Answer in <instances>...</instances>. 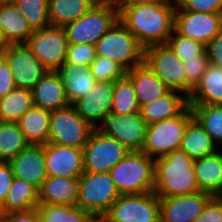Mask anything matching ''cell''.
<instances>
[{
	"instance_id": "26",
	"label": "cell",
	"mask_w": 222,
	"mask_h": 222,
	"mask_svg": "<svg viewBox=\"0 0 222 222\" xmlns=\"http://www.w3.org/2000/svg\"><path fill=\"white\" fill-rule=\"evenodd\" d=\"M177 93V94H176ZM176 90H169L164 96L140 107V113L147 125L180 115L188 106V97Z\"/></svg>"
},
{
	"instance_id": "24",
	"label": "cell",
	"mask_w": 222,
	"mask_h": 222,
	"mask_svg": "<svg viewBox=\"0 0 222 222\" xmlns=\"http://www.w3.org/2000/svg\"><path fill=\"white\" fill-rule=\"evenodd\" d=\"M56 72L61 77L70 104L88 93L96 82L89 66L65 61Z\"/></svg>"
},
{
	"instance_id": "36",
	"label": "cell",
	"mask_w": 222,
	"mask_h": 222,
	"mask_svg": "<svg viewBox=\"0 0 222 222\" xmlns=\"http://www.w3.org/2000/svg\"><path fill=\"white\" fill-rule=\"evenodd\" d=\"M193 117L209 133L213 141L222 144V105H189Z\"/></svg>"
},
{
	"instance_id": "28",
	"label": "cell",
	"mask_w": 222,
	"mask_h": 222,
	"mask_svg": "<svg viewBox=\"0 0 222 222\" xmlns=\"http://www.w3.org/2000/svg\"><path fill=\"white\" fill-rule=\"evenodd\" d=\"M179 149L192 159L208 156L218 151L212 137L195 118L188 123Z\"/></svg>"
},
{
	"instance_id": "4",
	"label": "cell",
	"mask_w": 222,
	"mask_h": 222,
	"mask_svg": "<svg viewBox=\"0 0 222 222\" xmlns=\"http://www.w3.org/2000/svg\"><path fill=\"white\" fill-rule=\"evenodd\" d=\"M94 46L96 56L109 58L126 71L144 62V47L119 20Z\"/></svg>"
},
{
	"instance_id": "12",
	"label": "cell",
	"mask_w": 222,
	"mask_h": 222,
	"mask_svg": "<svg viewBox=\"0 0 222 222\" xmlns=\"http://www.w3.org/2000/svg\"><path fill=\"white\" fill-rule=\"evenodd\" d=\"M144 63L170 89L186 96V76L184 62L167 44L151 45L144 48Z\"/></svg>"
},
{
	"instance_id": "31",
	"label": "cell",
	"mask_w": 222,
	"mask_h": 222,
	"mask_svg": "<svg viewBox=\"0 0 222 222\" xmlns=\"http://www.w3.org/2000/svg\"><path fill=\"white\" fill-rule=\"evenodd\" d=\"M95 0H49V21L52 26L64 27L87 13Z\"/></svg>"
},
{
	"instance_id": "2",
	"label": "cell",
	"mask_w": 222,
	"mask_h": 222,
	"mask_svg": "<svg viewBox=\"0 0 222 222\" xmlns=\"http://www.w3.org/2000/svg\"><path fill=\"white\" fill-rule=\"evenodd\" d=\"M194 159L180 149L155 158L154 193L159 198L184 196L199 192Z\"/></svg>"
},
{
	"instance_id": "6",
	"label": "cell",
	"mask_w": 222,
	"mask_h": 222,
	"mask_svg": "<svg viewBox=\"0 0 222 222\" xmlns=\"http://www.w3.org/2000/svg\"><path fill=\"white\" fill-rule=\"evenodd\" d=\"M193 118L192 109L188 106L176 117L147 125L145 143L141 152L155 159L178 150L186 127Z\"/></svg>"
},
{
	"instance_id": "47",
	"label": "cell",
	"mask_w": 222,
	"mask_h": 222,
	"mask_svg": "<svg viewBox=\"0 0 222 222\" xmlns=\"http://www.w3.org/2000/svg\"><path fill=\"white\" fill-rule=\"evenodd\" d=\"M2 215L7 222H37L39 217L37 208H31L25 211L9 212Z\"/></svg>"
},
{
	"instance_id": "10",
	"label": "cell",
	"mask_w": 222,
	"mask_h": 222,
	"mask_svg": "<svg viewBox=\"0 0 222 222\" xmlns=\"http://www.w3.org/2000/svg\"><path fill=\"white\" fill-rule=\"evenodd\" d=\"M25 44L48 71L56 72L66 61L69 42L64 27L35 29Z\"/></svg>"
},
{
	"instance_id": "1",
	"label": "cell",
	"mask_w": 222,
	"mask_h": 222,
	"mask_svg": "<svg viewBox=\"0 0 222 222\" xmlns=\"http://www.w3.org/2000/svg\"><path fill=\"white\" fill-rule=\"evenodd\" d=\"M176 5V0H166L147 5L116 7L119 10V21L146 48L167 43L174 31Z\"/></svg>"
},
{
	"instance_id": "44",
	"label": "cell",
	"mask_w": 222,
	"mask_h": 222,
	"mask_svg": "<svg viewBox=\"0 0 222 222\" xmlns=\"http://www.w3.org/2000/svg\"><path fill=\"white\" fill-rule=\"evenodd\" d=\"M14 175L8 161H0V207L6 200Z\"/></svg>"
},
{
	"instance_id": "48",
	"label": "cell",
	"mask_w": 222,
	"mask_h": 222,
	"mask_svg": "<svg viewBox=\"0 0 222 222\" xmlns=\"http://www.w3.org/2000/svg\"><path fill=\"white\" fill-rule=\"evenodd\" d=\"M166 0H113L116 6H137L165 2Z\"/></svg>"
},
{
	"instance_id": "29",
	"label": "cell",
	"mask_w": 222,
	"mask_h": 222,
	"mask_svg": "<svg viewBox=\"0 0 222 222\" xmlns=\"http://www.w3.org/2000/svg\"><path fill=\"white\" fill-rule=\"evenodd\" d=\"M39 204V189L23 179L14 177L7 193L4 204L0 207V214L25 211L36 208Z\"/></svg>"
},
{
	"instance_id": "37",
	"label": "cell",
	"mask_w": 222,
	"mask_h": 222,
	"mask_svg": "<svg viewBox=\"0 0 222 222\" xmlns=\"http://www.w3.org/2000/svg\"><path fill=\"white\" fill-rule=\"evenodd\" d=\"M48 3L49 0H15L14 2L34 30L51 25Z\"/></svg>"
},
{
	"instance_id": "39",
	"label": "cell",
	"mask_w": 222,
	"mask_h": 222,
	"mask_svg": "<svg viewBox=\"0 0 222 222\" xmlns=\"http://www.w3.org/2000/svg\"><path fill=\"white\" fill-rule=\"evenodd\" d=\"M95 81L115 82L126 76V70L109 58L96 56L89 65Z\"/></svg>"
},
{
	"instance_id": "38",
	"label": "cell",
	"mask_w": 222,
	"mask_h": 222,
	"mask_svg": "<svg viewBox=\"0 0 222 222\" xmlns=\"http://www.w3.org/2000/svg\"><path fill=\"white\" fill-rule=\"evenodd\" d=\"M166 44L183 62L197 58L206 51L205 45L190 38L183 37L175 30L172 32Z\"/></svg>"
},
{
	"instance_id": "54",
	"label": "cell",
	"mask_w": 222,
	"mask_h": 222,
	"mask_svg": "<svg viewBox=\"0 0 222 222\" xmlns=\"http://www.w3.org/2000/svg\"><path fill=\"white\" fill-rule=\"evenodd\" d=\"M37 222H45L40 217H38Z\"/></svg>"
},
{
	"instance_id": "46",
	"label": "cell",
	"mask_w": 222,
	"mask_h": 222,
	"mask_svg": "<svg viewBox=\"0 0 222 222\" xmlns=\"http://www.w3.org/2000/svg\"><path fill=\"white\" fill-rule=\"evenodd\" d=\"M209 63L222 67V30L207 44Z\"/></svg>"
},
{
	"instance_id": "33",
	"label": "cell",
	"mask_w": 222,
	"mask_h": 222,
	"mask_svg": "<svg viewBox=\"0 0 222 222\" xmlns=\"http://www.w3.org/2000/svg\"><path fill=\"white\" fill-rule=\"evenodd\" d=\"M39 217L45 222H92L95 217L77 206L38 204Z\"/></svg>"
},
{
	"instance_id": "23",
	"label": "cell",
	"mask_w": 222,
	"mask_h": 222,
	"mask_svg": "<svg viewBox=\"0 0 222 222\" xmlns=\"http://www.w3.org/2000/svg\"><path fill=\"white\" fill-rule=\"evenodd\" d=\"M0 31L5 42L25 44L34 31L14 3L0 4Z\"/></svg>"
},
{
	"instance_id": "41",
	"label": "cell",
	"mask_w": 222,
	"mask_h": 222,
	"mask_svg": "<svg viewBox=\"0 0 222 222\" xmlns=\"http://www.w3.org/2000/svg\"><path fill=\"white\" fill-rule=\"evenodd\" d=\"M95 58L94 45L69 43L66 62L89 66Z\"/></svg>"
},
{
	"instance_id": "9",
	"label": "cell",
	"mask_w": 222,
	"mask_h": 222,
	"mask_svg": "<svg viewBox=\"0 0 222 222\" xmlns=\"http://www.w3.org/2000/svg\"><path fill=\"white\" fill-rule=\"evenodd\" d=\"M94 129L70 104L51 112L48 142L83 148Z\"/></svg>"
},
{
	"instance_id": "51",
	"label": "cell",
	"mask_w": 222,
	"mask_h": 222,
	"mask_svg": "<svg viewBox=\"0 0 222 222\" xmlns=\"http://www.w3.org/2000/svg\"><path fill=\"white\" fill-rule=\"evenodd\" d=\"M97 3H104V2H109V1H113V0H95Z\"/></svg>"
},
{
	"instance_id": "17",
	"label": "cell",
	"mask_w": 222,
	"mask_h": 222,
	"mask_svg": "<svg viewBox=\"0 0 222 222\" xmlns=\"http://www.w3.org/2000/svg\"><path fill=\"white\" fill-rule=\"evenodd\" d=\"M114 82L96 81L83 97L72 105L77 113L94 128H98V121L102 124L111 113Z\"/></svg>"
},
{
	"instance_id": "45",
	"label": "cell",
	"mask_w": 222,
	"mask_h": 222,
	"mask_svg": "<svg viewBox=\"0 0 222 222\" xmlns=\"http://www.w3.org/2000/svg\"><path fill=\"white\" fill-rule=\"evenodd\" d=\"M15 88L12 70L2 55H0V98L6 96Z\"/></svg>"
},
{
	"instance_id": "14",
	"label": "cell",
	"mask_w": 222,
	"mask_h": 222,
	"mask_svg": "<svg viewBox=\"0 0 222 222\" xmlns=\"http://www.w3.org/2000/svg\"><path fill=\"white\" fill-rule=\"evenodd\" d=\"M98 129L130 151H142L147 124L140 111L125 115L110 113Z\"/></svg>"
},
{
	"instance_id": "25",
	"label": "cell",
	"mask_w": 222,
	"mask_h": 222,
	"mask_svg": "<svg viewBox=\"0 0 222 222\" xmlns=\"http://www.w3.org/2000/svg\"><path fill=\"white\" fill-rule=\"evenodd\" d=\"M194 171L200 191L222 196V152L194 159Z\"/></svg>"
},
{
	"instance_id": "42",
	"label": "cell",
	"mask_w": 222,
	"mask_h": 222,
	"mask_svg": "<svg viewBox=\"0 0 222 222\" xmlns=\"http://www.w3.org/2000/svg\"><path fill=\"white\" fill-rule=\"evenodd\" d=\"M186 11L203 13H222V0H176Z\"/></svg>"
},
{
	"instance_id": "30",
	"label": "cell",
	"mask_w": 222,
	"mask_h": 222,
	"mask_svg": "<svg viewBox=\"0 0 222 222\" xmlns=\"http://www.w3.org/2000/svg\"><path fill=\"white\" fill-rule=\"evenodd\" d=\"M50 115V111L33 105L17 122L30 144L48 143Z\"/></svg>"
},
{
	"instance_id": "5",
	"label": "cell",
	"mask_w": 222,
	"mask_h": 222,
	"mask_svg": "<svg viewBox=\"0 0 222 222\" xmlns=\"http://www.w3.org/2000/svg\"><path fill=\"white\" fill-rule=\"evenodd\" d=\"M118 20L119 10L113 1L96 3L64 29L69 43L95 45Z\"/></svg>"
},
{
	"instance_id": "34",
	"label": "cell",
	"mask_w": 222,
	"mask_h": 222,
	"mask_svg": "<svg viewBox=\"0 0 222 222\" xmlns=\"http://www.w3.org/2000/svg\"><path fill=\"white\" fill-rule=\"evenodd\" d=\"M29 145L18 123L0 121V161H9Z\"/></svg>"
},
{
	"instance_id": "3",
	"label": "cell",
	"mask_w": 222,
	"mask_h": 222,
	"mask_svg": "<svg viewBox=\"0 0 222 222\" xmlns=\"http://www.w3.org/2000/svg\"><path fill=\"white\" fill-rule=\"evenodd\" d=\"M155 159L130 151L109 173L120 195L154 192Z\"/></svg>"
},
{
	"instance_id": "32",
	"label": "cell",
	"mask_w": 222,
	"mask_h": 222,
	"mask_svg": "<svg viewBox=\"0 0 222 222\" xmlns=\"http://www.w3.org/2000/svg\"><path fill=\"white\" fill-rule=\"evenodd\" d=\"M33 105L31 90L15 87L0 98V121L17 123Z\"/></svg>"
},
{
	"instance_id": "50",
	"label": "cell",
	"mask_w": 222,
	"mask_h": 222,
	"mask_svg": "<svg viewBox=\"0 0 222 222\" xmlns=\"http://www.w3.org/2000/svg\"><path fill=\"white\" fill-rule=\"evenodd\" d=\"M15 0H0V4H5V3H14Z\"/></svg>"
},
{
	"instance_id": "20",
	"label": "cell",
	"mask_w": 222,
	"mask_h": 222,
	"mask_svg": "<svg viewBox=\"0 0 222 222\" xmlns=\"http://www.w3.org/2000/svg\"><path fill=\"white\" fill-rule=\"evenodd\" d=\"M31 92L34 106L44 110L52 112L70 105L57 72L48 71L35 84Z\"/></svg>"
},
{
	"instance_id": "49",
	"label": "cell",
	"mask_w": 222,
	"mask_h": 222,
	"mask_svg": "<svg viewBox=\"0 0 222 222\" xmlns=\"http://www.w3.org/2000/svg\"><path fill=\"white\" fill-rule=\"evenodd\" d=\"M7 45L8 44L5 42V40L1 34V31H0V54H2V52L6 49Z\"/></svg>"
},
{
	"instance_id": "21",
	"label": "cell",
	"mask_w": 222,
	"mask_h": 222,
	"mask_svg": "<svg viewBox=\"0 0 222 222\" xmlns=\"http://www.w3.org/2000/svg\"><path fill=\"white\" fill-rule=\"evenodd\" d=\"M126 76L133 84L139 107L152 103L170 90L144 62L127 71Z\"/></svg>"
},
{
	"instance_id": "8",
	"label": "cell",
	"mask_w": 222,
	"mask_h": 222,
	"mask_svg": "<svg viewBox=\"0 0 222 222\" xmlns=\"http://www.w3.org/2000/svg\"><path fill=\"white\" fill-rule=\"evenodd\" d=\"M103 222H160L159 197L154 193L120 195L102 216Z\"/></svg>"
},
{
	"instance_id": "16",
	"label": "cell",
	"mask_w": 222,
	"mask_h": 222,
	"mask_svg": "<svg viewBox=\"0 0 222 222\" xmlns=\"http://www.w3.org/2000/svg\"><path fill=\"white\" fill-rule=\"evenodd\" d=\"M44 160L47 176L79 178L83 169V148L44 144Z\"/></svg>"
},
{
	"instance_id": "11",
	"label": "cell",
	"mask_w": 222,
	"mask_h": 222,
	"mask_svg": "<svg viewBox=\"0 0 222 222\" xmlns=\"http://www.w3.org/2000/svg\"><path fill=\"white\" fill-rule=\"evenodd\" d=\"M129 152L130 150L117 140L95 128L83 147L84 172H109Z\"/></svg>"
},
{
	"instance_id": "18",
	"label": "cell",
	"mask_w": 222,
	"mask_h": 222,
	"mask_svg": "<svg viewBox=\"0 0 222 222\" xmlns=\"http://www.w3.org/2000/svg\"><path fill=\"white\" fill-rule=\"evenodd\" d=\"M213 195L199 191L194 194L159 198L160 222H193Z\"/></svg>"
},
{
	"instance_id": "40",
	"label": "cell",
	"mask_w": 222,
	"mask_h": 222,
	"mask_svg": "<svg viewBox=\"0 0 222 222\" xmlns=\"http://www.w3.org/2000/svg\"><path fill=\"white\" fill-rule=\"evenodd\" d=\"M209 60L207 52L197 58L184 62L186 76V96L188 97L194 87L199 83L203 74L206 72Z\"/></svg>"
},
{
	"instance_id": "22",
	"label": "cell",
	"mask_w": 222,
	"mask_h": 222,
	"mask_svg": "<svg viewBox=\"0 0 222 222\" xmlns=\"http://www.w3.org/2000/svg\"><path fill=\"white\" fill-rule=\"evenodd\" d=\"M79 178L48 176L39 189V204L76 206Z\"/></svg>"
},
{
	"instance_id": "13",
	"label": "cell",
	"mask_w": 222,
	"mask_h": 222,
	"mask_svg": "<svg viewBox=\"0 0 222 222\" xmlns=\"http://www.w3.org/2000/svg\"><path fill=\"white\" fill-rule=\"evenodd\" d=\"M12 70L17 88L32 90L48 70L26 44H10L1 54Z\"/></svg>"
},
{
	"instance_id": "35",
	"label": "cell",
	"mask_w": 222,
	"mask_h": 222,
	"mask_svg": "<svg viewBox=\"0 0 222 222\" xmlns=\"http://www.w3.org/2000/svg\"><path fill=\"white\" fill-rule=\"evenodd\" d=\"M140 111L131 80L125 76L114 82L111 113L131 114Z\"/></svg>"
},
{
	"instance_id": "43",
	"label": "cell",
	"mask_w": 222,
	"mask_h": 222,
	"mask_svg": "<svg viewBox=\"0 0 222 222\" xmlns=\"http://www.w3.org/2000/svg\"><path fill=\"white\" fill-rule=\"evenodd\" d=\"M193 222H222V196H213Z\"/></svg>"
},
{
	"instance_id": "53",
	"label": "cell",
	"mask_w": 222,
	"mask_h": 222,
	"mask_svg": "<svg viewBox=\"0 0 222 222\" xmlns=\"http://www.w3.org/2000/svg\"><path fill=\"white\" fill-rule=\"evenodd\" d=\"M0 222H7V220L2 215H0Z\"/></svg>"
},
{
	"instance_id": "19",
	"label": "cell",
	"mask_w": 222,
	"mask_h": 222,
	"mask_svg": "<svg viewBox=\"0 0 222 222\" xmlns=\"http://www.w3.org/2000/svg\"><path fill=\"white\" fill-rule=\"evenodd\" d=\"M8 162L14 177L23 179L38 189L48 177L45 169L44 144H30Z\"/></svg>"
},
{
	"instance_id": "15",
	"label": "cell",
	"mask_w": 222,
	"mask_h": 222,
	"mask_svg": "<svg viewBox=\"0 0 222 222\" xmlns=\"http://www.w3.org/2000/svg\"><path fill=\"white\" fill-rule=\"evenodd\" d=\"M174 30L183 37L207 46L222 30V13L186 11L177 4Z\"/></svg>"
},
{
	"instance_id": "27",
	"label": "cell",
	"mask_w": 222,
	"mask_h": 222,
	"mask_svg": "<svg viewBox=\"0 0 222 222\" xmlns=\"http://www.w3.org/2000/svg\"><path fill=\"white\" fill-rule=\"evenodd\" d=\"M189 105H222V67L209 63L188 96Z\"/></svg>"
},
{
	"instance_id": "7",
	"label": "cell",
	"mask_w": 222,
	"mask_h": 222,
	"mask_svg": "<svg viewBox=\"0 0 222 222\" xmlns=\"http://www.w3.org/2000/svg\"><path fill=\"white\" fill-rule=\"evenodd\" d=\"M119 196L109 172H83L79 177L76 206L89 211L95 218H102Z\"/></svg>"
},
{
	"instance_id": "52",
	"label": "cell",
	"mask_w": 222,
	"mask_h": 222,
	"mask_svg": "<svg viewBox=\"0 0 222 222\" xmlns=\"http://www.w3.org/2000/svg\"><path fill=\"white\" fill-rule=\"evenodd\" d=\"M92 222H103L102 218H95Z\"/></svg>"
}]
</instances>
